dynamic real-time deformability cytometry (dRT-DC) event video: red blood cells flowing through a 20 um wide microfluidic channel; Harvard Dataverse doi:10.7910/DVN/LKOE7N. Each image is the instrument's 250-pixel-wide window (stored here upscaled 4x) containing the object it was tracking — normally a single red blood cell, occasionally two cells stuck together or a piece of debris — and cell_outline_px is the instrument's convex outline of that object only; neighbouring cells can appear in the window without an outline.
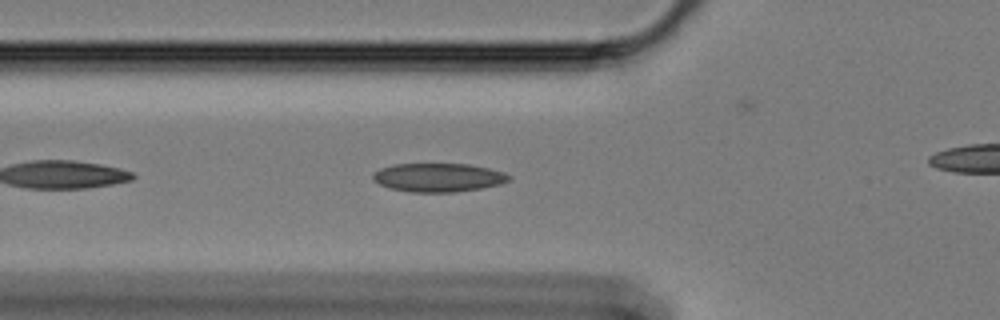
{"species": "Egyptian fruit bat (a non-hibernating species)", "species_latin": "Rousettus aegyptiacus", "temperature_condition": "cold", "stored_images_in_passage": 37, "camera_frame_rate_fps": 3000, "um_per_image_px": 0.085, "animal": {"sex": "female"}, "frame": {"image": 1, "passage_image": 6, "time_ms": 1.667, "image_size_px": [1000, 320], "cell_outline_px": [[512, 176], [508, 180], [500, 184], [480, 188], [456, 192], [412, 192], [392, 188], [380, 184], [372, 180], [372, 176], [380, 168], [392, 164], [468, 164], [488, 168], [504, 172]], "centroid_in_image_um": [37.26, 15.08], "position_along_channel_um": 88.5, "area_um2": 22.54}}
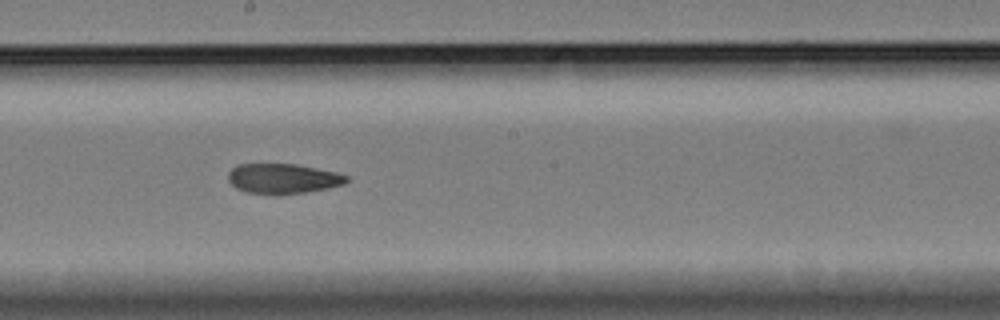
{"frame": {"image": 2, "passage_image": 18, "time_ms": 5.667, "image_size_px": [1000, 320], "cell_outline_px": [[348, 180], [344, 184], [328, 188], [308, 192], [280, 196], [276, 196], [244, 192], [236, 188], [228, 180], [228, 172], [232, 168], [240, 164], [296, 164], [336, 172], [348, 176]], "centroid_in_image_um": [24.03, 15.21], "position_along_channel_um": 224.2, "area_um2": 21.1}}
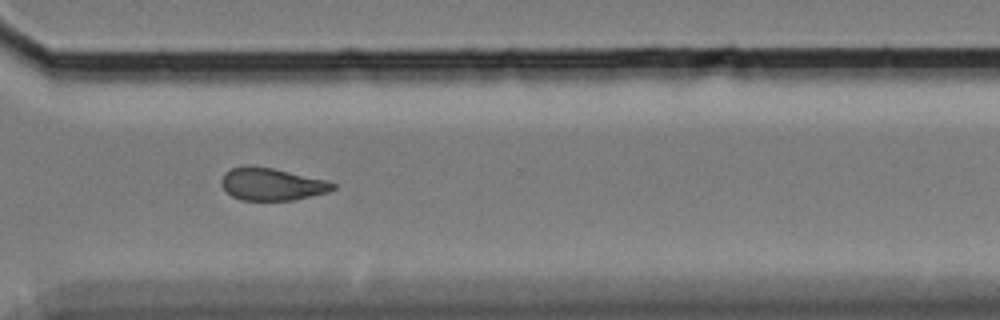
{"frame": {"image": 3, "passage_image": 29, "time_ms": 9.333, "image_size_px": [1000, 320], "cell_outline_px": [[336, 188], [328, 192], [292, 200], [240, 200], [232, 196], [220, 184], [220, 180], [224, 172], [232, 168], [252, 164], [272, 168], [324, 180], [336, 184]], "centroid_in_image_um": [23.05, 15.65], "position_along_channel_um": 347.6, "area_um2": 20.98}}